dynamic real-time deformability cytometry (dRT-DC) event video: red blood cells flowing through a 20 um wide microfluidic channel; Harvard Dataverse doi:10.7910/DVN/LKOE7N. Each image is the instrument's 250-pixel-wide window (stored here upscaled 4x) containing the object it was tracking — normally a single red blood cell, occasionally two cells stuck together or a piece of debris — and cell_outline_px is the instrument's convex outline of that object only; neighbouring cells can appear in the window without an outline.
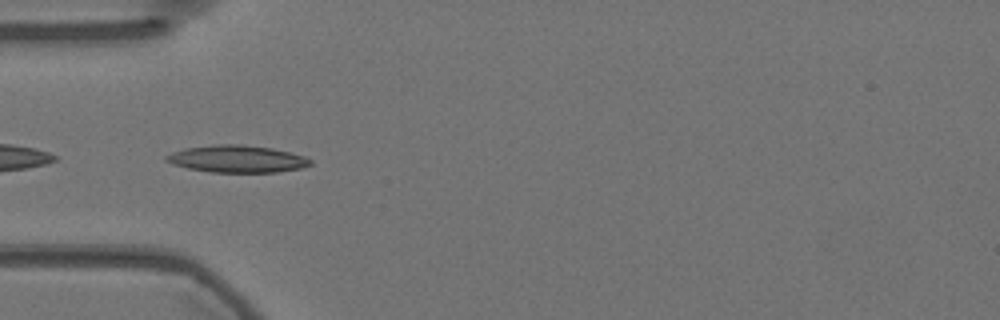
{"species": "Egyptian fruit bat (a non-hibernating species)", "species_latin": "Rousettus aegyptiacus", "temperature_condition": "warm", "stored_images_in_passage": 40, "camera_frame_rate_fps": 3000, "um_per_image_px": 0.085, "animal": {"sex": "female"}, "frame": {"image": 1, "passage_image": 1, "time_ms": 0.0, "image_size_px": [1000, 320], "cell_outline_px": [[312, 164], [300, 168], [276, 172], [212, 172], [188, 168], [172, 164], [164, 160], [164, 156], [172, 152], [184, 148], [216, 144], [240, 144], [272, 148], [304, 156], [312, 160]], "centroid_in_image_um": [20.11, 13.5], "position_along_channel_um": 64.9, "area_um2": 22.77}}
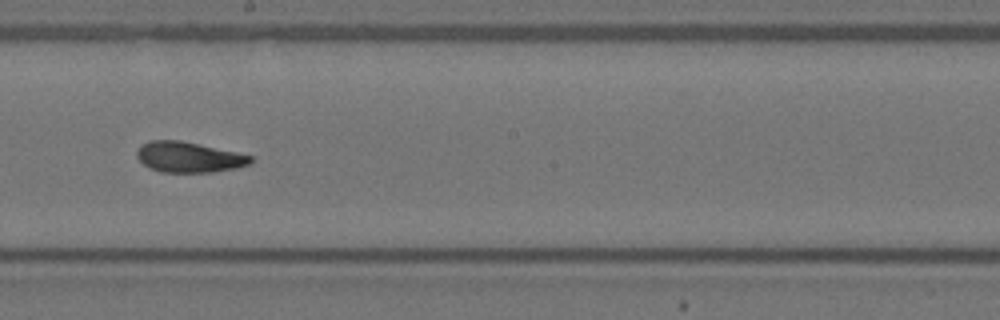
{"frame": {"image": 2, "passage_image": 15, "time_ms": 4.667, "image_size_px": [1000, 320], "cell_outline_px": [[252, 160], [248, 164], [236, 168], [212, 172], [160, 172], [144, 164], [136, 156], [136, 152], [140, 144], [148, 140], [180, 140], [200, 144], [236, 152], [252, 156]], "centroid_in_image_um": [16.01, 13.34], "position_along_channel_um": 232.2, "area_um2": 20.17}}
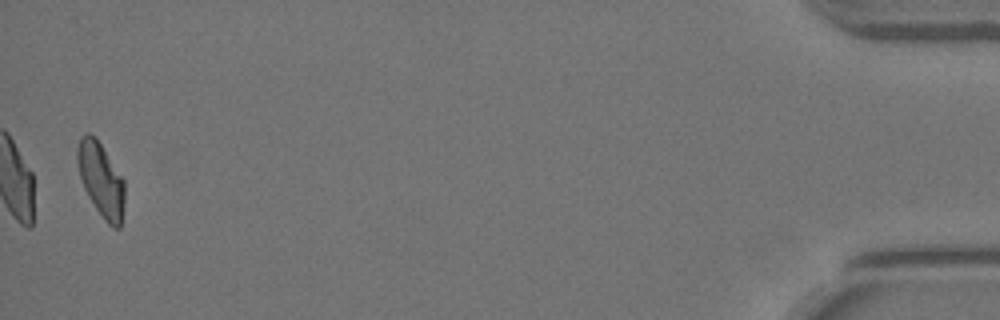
{"frame": {"image": 3, "passage_image": 39, "time_ms": 12.667, "image_size_px": [1000, 320], "cell_outline_px": [[124, 200], [120, 228], [112, 228], [104, 220], [88, 196], [84, 188], [80, 176], [76, 160], [76, 148], [80, 136], [88, 132], [96, 136], [124, 180]], "centroid_in_image_um": [8.56, 15.24], "position_along_channel_um": 426.6, "area_um2": 20.46}, "authors_computed_cell_mechanics": {"area_um2": 20.3456, "velocity_mm_per_s": 3.5884, "shape_relaxation_time_tau1_ms": 8.4532, "shape_relaxation_time_tau2_ms": 2.4397, "deformation_change_tau1": 0.2, "deformation_change_tau2": 0.0879}}